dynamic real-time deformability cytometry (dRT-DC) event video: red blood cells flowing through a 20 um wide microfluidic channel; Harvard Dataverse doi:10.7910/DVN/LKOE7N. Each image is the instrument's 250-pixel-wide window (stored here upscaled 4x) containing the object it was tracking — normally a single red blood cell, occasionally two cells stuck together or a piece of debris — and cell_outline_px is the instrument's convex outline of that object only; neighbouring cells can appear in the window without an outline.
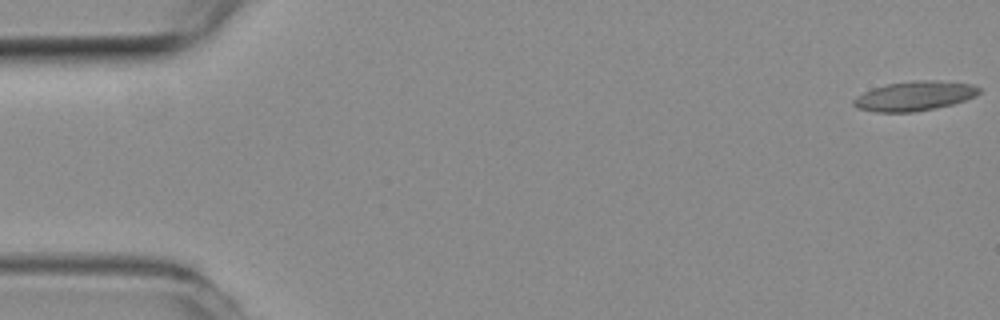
{"species": "common noctule bat (a hibernating species)", "species_latin": "Nyctalus noctula", "temperature_condition": "room temperature", "stored_images_in_passage": 53, "camera_frame_rate_fps": 3000, "um_per_image_px": 0.085, "animal": {"sex": "female", "body_mass_g": 19.3, "forearm_length_mm": 54.1}, "frame": {"image": 1, "passage_image": 1, "time_ms": 0.0, "image_size_px": [1000, 320], "cell_outline_px": [[980, 92], [976, 96], [952, 104], [912, 112], [876, 112], [856, 108], [852, 104], [852, 100], [856, 96], [872, 88], [884, 84], [912, 80], [936, 80], [972, 84], [980, 88]], "centroid_in_image_um": [77.69, 8.14], "position_along_channel_um": 7.3, "area_um2": 21.68}}
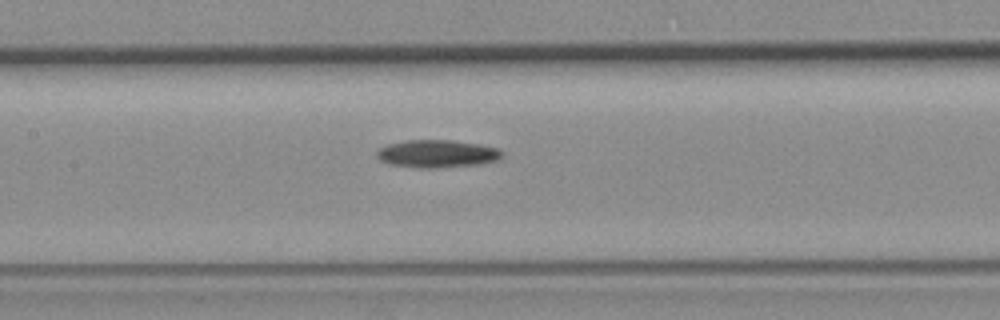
{"frame": {"image": 2, "passage_image": 26, "time_ms": 8.333, "image_size_px": [1000, 320], "cell_outline_px": [[504, 156], [500, 160], [484, 164], [436, 168], [416, 168], [388, 164], [380, 160], [376, 156], [376, 152], [380, 148], [388, 144], [408, 140], [452, 140], [480, 144], [500, 148], [504, 152]], "centroid_in_image_um": [37.22, 13.08], "position_along_channel_um": 170.2, "area_um2": 20.69}}
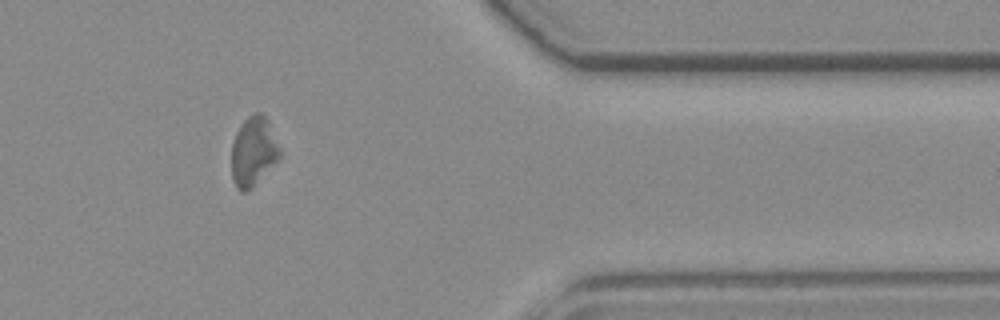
{"frame": {"image": 3, "passage_image": 46, "time_ms": 15.0, "image_size_px": [1000, 320], "cell_outline_px": [[284, 152], [252, 188], [248, 192], [240, 192], [236, 188], [232, 180], [232, 144], [236, 132], [240, 124], [248, 116], [256, 112], [260, 112], [268, 120]], "centroid_in_image_um": [21.56, 12.87], "position_along_channel_um": 389.8, "area_um2": 19.83}}